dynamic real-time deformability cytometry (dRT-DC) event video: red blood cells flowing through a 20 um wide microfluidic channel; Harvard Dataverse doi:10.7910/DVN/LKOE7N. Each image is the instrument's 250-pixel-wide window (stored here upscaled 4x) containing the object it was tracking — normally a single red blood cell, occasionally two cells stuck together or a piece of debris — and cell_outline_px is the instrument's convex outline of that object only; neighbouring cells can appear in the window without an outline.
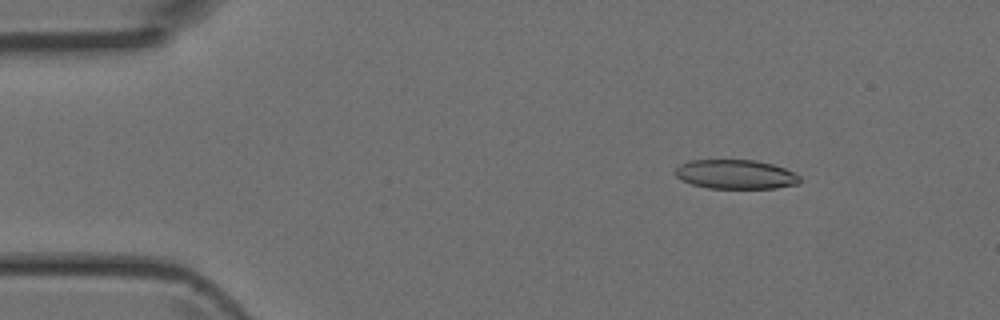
{"species": "Egyptian fruit bat (a non-hibernating species)", "species_latin": "Rousettus aegyptiacus", "temperature_condition": "room temperature", "stored_images_in_passage": 44, "camera_frame_rate_fps": 3000, "um_per_image_px": 0.085, "animal": {"sex": "female"}, "frame": {"image": 1, "passage_image": 4, "time_ms": 1.0, "image_size_px": [1000, 320], "cell_outline_px": [[800, 180], [796, 184], [776, 188], [708, 188], [692, 184], [680, 180], [676, 176], [676, 168], [680, 164], [688, 160], [756, 160], [772, 164], [784, 168], [800, 176]], "centroid_in_image_um": [62.5, 14.81], "position_along_channel_um": 22.5, "area_um2": 21.15}}
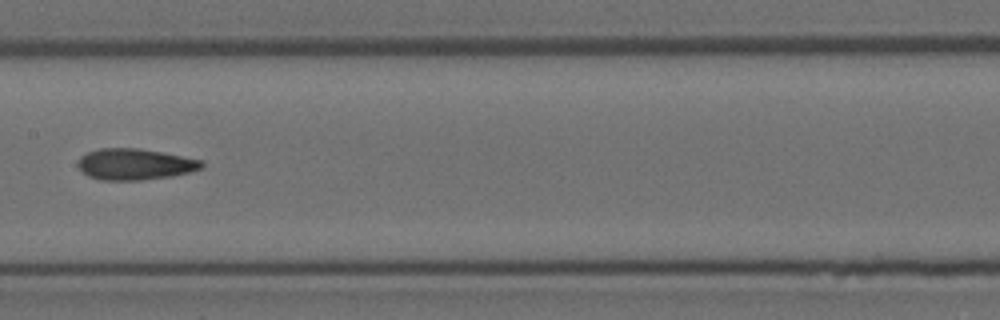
{"frame": {"image": 2, "passage_image": 21, "time_ms": 6.667, "image_size_px": [1000, 320], "cell_outline_px": [[204, 168], [192, 172], [172, 176], [140, 180], [100, 180], [88, 176], [76, 164], [80, 156], [88, 152], [100, 148], [140, 148], [204, 160]], "centroid_in_image_um": [11.5, 13.96], "position_along_channel_um": 195.9, "area_um2": 22.72}}
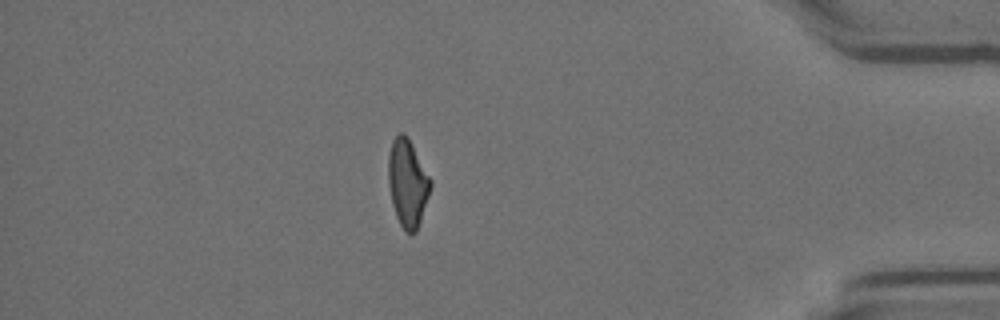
{"frame": {"image": 3, "passage_image": 38, "time_ms": 12.333, "image_size_px": [1000, 320], "cell_outline_px": [[432, 184], [416, 232], [412, 236], [400, 224], [396, 216], [392, 204], [388, 184], [388, 156], [392, 140], [400, 132], [404, 132], [408, 136], [432, 180]], "centroid_in_image_um": [34.63, 15.52], "position_along_channel_um": 400.6, "area_um2": 21.56}}